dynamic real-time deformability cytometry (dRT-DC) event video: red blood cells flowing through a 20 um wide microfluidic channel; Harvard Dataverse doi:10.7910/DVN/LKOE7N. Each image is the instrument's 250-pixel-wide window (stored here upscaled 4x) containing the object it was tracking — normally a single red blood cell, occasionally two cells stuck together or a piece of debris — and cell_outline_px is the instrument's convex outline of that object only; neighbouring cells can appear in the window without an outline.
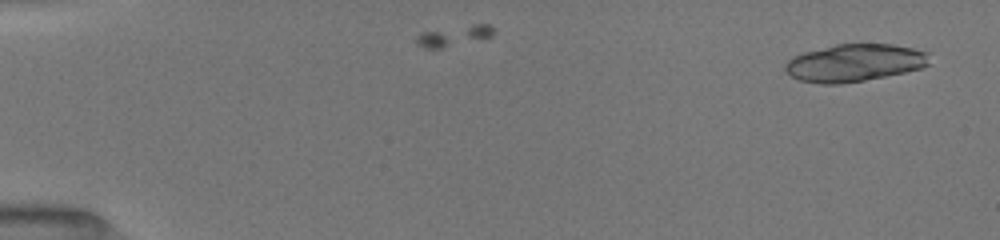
{"species": "common noctule bat (a hibernating species)", "species_latin": "Nyctalus noctula", "temperature_condition": "room temperature", "stored_images_in_passage": 38, "camera_frame_rate_fps": 3000, "um_per_image_px": 0.085, "animal": {"sex": "female", "body_mass_g": 19.5, "forearm_length_mm": 54.1}, "frame": {"image": 1, "passage_image": 2, "time_ms": 0.333, "image_size_px": [1000, 240], "cell_outline_px": [[928, 64], [924, 68], [864, 80], [840, 84], [820, 84], [800, 80], [792, 76], [784, 68], [784, 64], [792, 56], [804, 52], [836, 44], [892, 44], [912, 48], [928, 52]], "centroid_in_image_um": [72.62, 5.34], "position_along_channel_um": 12.4, "area_um2": 31.39}}